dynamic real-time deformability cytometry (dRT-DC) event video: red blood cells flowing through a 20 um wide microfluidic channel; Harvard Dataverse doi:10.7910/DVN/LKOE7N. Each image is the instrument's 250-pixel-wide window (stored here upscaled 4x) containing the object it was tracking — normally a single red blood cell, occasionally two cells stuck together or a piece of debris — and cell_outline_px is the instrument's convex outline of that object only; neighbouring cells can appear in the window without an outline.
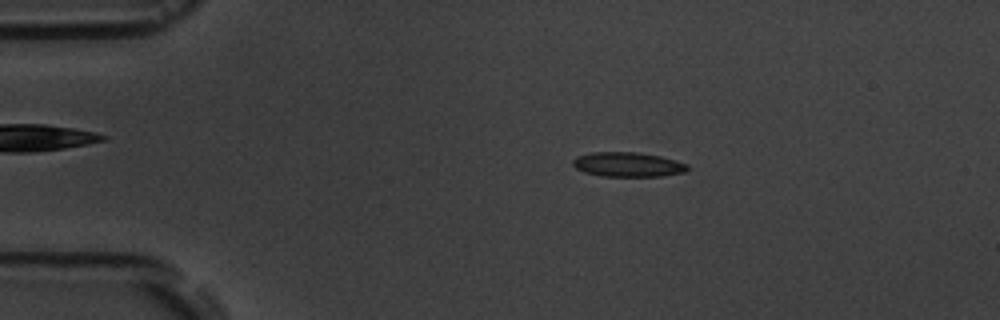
{"species": "common noctule bat (a hibernating species)", "species_latin": "Nyctalus noctula", "temperature_condition": "room temperature", "stored_images_in_passage": 5, "camera_frame_rate_fps": 3000, "um_per_image_px": 0.085, "animal": {"sex": "male", "body_mass_g": 19.5, "forearm_length_mm": 54.6}, "frame": {"image": 1, "passage_image": 5, "time_ms": 6.333, "image_size_px": [1000, 320], "cell_outline_px": [[688, 168], [684, 172], [664, 176], [600, 176], [584, 172], [576, 168], [572, 164], [572, 160], [576, 156], [592, 152], [636, 152], [660, 156], [688, 164]], "centroid_in_image_um": [53.33, 13.98], "position_along_channel_um": 31.7, "area_um2": 16.42}}